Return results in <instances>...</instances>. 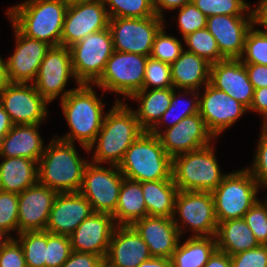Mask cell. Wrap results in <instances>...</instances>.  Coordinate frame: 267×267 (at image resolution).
<instances>
[{"label":"cell","mask_w":267,"mask_h":267,"mask_svg":"<svg viewBox=\"0 0 267 267\" xmlns=\"http://www.w3.org/2000/svg\"><path fill=\"white\" fill-rule=\"evenodd\" d=\"M115 101L106 112L97 137L88 147L89 153L94 150L89 160L93 163L118 166L126 150L145 132L129 103H124L119 97Z\"/></svg>","instance_id":"obj_1"},{"label":"cell","mask_w":267,"mask_h":267,"mask_svg":"<svg viewBox=\"0 0 267 267\" xmlns=\"http://www.w3.org/2000/svg\"><path fill=\"white\" fill-rule=\"evenodd\" d=\"M93 84H80L61 100L62 114L69 127V132L61 140L78 142L84 151L94 142L99 133L104 117L102 96L98 98Z\"/></svg>","instance_id":"obj_2"},{"label":"cell","mask_w":267,"mask_h":267,"mask_svg":"<svg viewBox=\"0 0 267 267\" xmlns=\"http://www.w3.org/2000/svg\"><path fill=\"white\" fill-rule=\"evenodd\" d=\"M89 161L72 142L53 137L38 162V182L57 193L79 192Z\"/></svg>","instance_id":"obj_3"},{"label":"cell","mask_w":267,"mask_h":267,"mask_svg":"<svg viewBox=\"0 0 267 267\" xmlns=\"http://www.w3.org/2000/svg\"><path fill=\"white\" fill-rule=\"evenodd\" d=\"M67 6L64 0H25L9 7L7 16L23 35L59 46Z\"/></svg>","instance_id":"obj_4"},{"label":"cell","mask_w":267,"mask_h":267,"mask_svg":"<svg viewBox=\"0 0 267 267\" xmlns=\"http://www.w3.org/2000/svg\"><path fill=\"white\" fill-rule=\"evenodd\" d=\"M127 179L145 182L172 179V158L166 153L158 136L142 133L126 150L118 165Z\"/></svg>","instance_id":"obj_5"},{"label":"cell","mask_w":267,"mask_h":267,"mask_svg":"<svg viewBox=\"0 0 267 267\" xmlns=\"http://www.w3.org/2000/svg\"><path fill=\"white\" fill-rule=\"evenodd\" d=\"M213 143L172 158V179L179 191L212 192L227 175L215 156Z\"/></svg>","instance_id":"obj_6"},{"label":"cell","mask_w":267,"mask_h":267,"mask_svg":"<svg viewBox=\"0 0 267 267\" xmlns=\"http://www.w3.org/2000/svg\"><path fill=\"white\" fill-rule=\"evenodd\" d=\"M262 189L246 169L227 173L222 182L211 192L217 221L240 219L258 201Z\"/></svg>","instance_id":"obj_7"},{"label":"cell","mask_w":267,"mask_h":267,"mask_svg":"<svg viewBox=\"0 0 267 267\" xmlns=\"http://www.w3.org/2000/svg\"><path fill=\"white\" fill-rule=\"evenodd\" d=\"M172 218L181 236L185 227L192 232V237L215 236L218 221L212 193L179 191Z\"/></svg>","instance_id":"obj_8"},{"label":"cell","mask_w":267,"mask_h":267,"mask_svg":"<svg viewBox=\"0 0 267 267\" xmlns=\"http://www.w3.org/2000/svg\"><path fill=\"white\" fill-rule=\"evenodd\" d=\"M72 68L80 84H94L114 52L110 28L89 34L69 47Z\"/></svg>","instance_id":"obj_9"},{"label":"cell","mask_w":267,"mask_h":267,"mask_svg":"<svg viewBox=\"0 0 267 267\" xmlns=\"http://www.w3.org/2000/svg\"><path fill=\"white\" fill-rule=\"evenodd\" d=\"M147 56L115 51L108 59L101 77L93 84L105 91L115 92L124 100L143 89Z\"/></svg>","instance_id":"obj_10"},{"label":"cell","mask_w":267,"mask_h":267,"mask_svg":"<svg viewBox=\"0 0 267 267\" xmlns=\"http://www.w3.org/2000/svg\"><path fill=\"white\" fill-rule=\"evenodd\" d=\"M166 19L157 15L146 18H109L115 51L149 57L154 39Z\"/></svg>","instance_id":"obj_11"},{"label":"cell","mask_w":267,"mask_h":267,"mask_svg":"<svg viewBox=\"0 0 267 267\" xmlns=\"http://www.w3.org/2000/svg\"><path fill=\"white\" fill-rule=\"evenodd\" d=\"M124 178L118 166L109 165L107 168L89 161L79 192L89 201L94 212L112 215Z\"/></svg>","instance_id":"obj_12"},{"label":"cell","mask_w":267,"mask_h":267,"mask_svg":"<svg viewBox=\"0 0 267 267\" xmlns=\"http://www.w3.org/2000/svg\"><path fill=\"white\" fill-rule=\"evenodd\" d=\"M0 104L13 125H41L48 117V102L33 83L8 82L0 91Z\"/></svg>","instance_id":"obj_13"},{"label":"cell","mask_w":267,"mask_h":267,"mask_svg":"<svg viewBox=\"0 0 267 267\" xmlns=\"http://www.w3.org/2000/svg\"><path fill=\"white\" fill-rule=\"evenodd\" d=\"M70 78L74 79L77 85H80L73 72L69 47L52 46L40 64L33 85L36 87L37 92L48 103H51L58 96L61 100L64 99L75 89H65Z\"/></svg>","instance_id":"obj_14"},{"label":"cell","mask_w":267,"mask_h":267,"mask_svg":"<svg viewBox=\"0 0 267 267\" xmlns=\"http://www.w3.org/2000/svg\"><path fill=\"white\" fill-rule=\"evenodd\" d=\"M203 88L204 91H199V115L203 118L207 130L214 138H218L248 112V109L210 83Z\"/></svg>","instance_id":"obj_15"},{"label":"cell","mask_w":267,"mask_h":267,"mask_svg":"<svg viewBox=\"0 0 267 267\" xmlns=\"http://www.w3.org/2000/svg\"><path fill=\"white\" fill-rule=\"evenodd\" d=\"M109 26V15L103 0H93L67 6L60 45L70 47L87 35Z\"/></svg>","instance_id":"obj_16"},{"label":"cell","mask_w":267,"mask_h":267,"mask_svg":"<svg viewBox=\"0 0 267 267\" xmlns=\"http://www.w3.org/2000/svg\"><path fill=\"white\" fill-rule=\"evenodd\" d=\"M15 36L14 53L7 58L6 72L10 83H33L46 53L48 43L23 35L12 24Z\"/></svg>","instance_id":"obj_17"},{"label":"cell","mask_w":267,"mask_h":267,"mask_svg":"<svg viewBox=\"0 0 267 267\" xmlns=\"http://www.w3.org/2000/svg\"><path fill=\"white\" fill-rule=\"evenodd\" d=\"M158 137L171 158L209 146L215 140L199 114L185 117L165 130L159 129Z\"/></svg>","instance_id":"obj_18"},{"label":"cell","mask_w":267,"mask_h":267,"mask_svg":"<svg viewBox=\"0 0 267 267\" xmlns=\"http://www.w3.org/2000/svg\"><path fill=\"white\" fill-rule=\"evenodd\" d=\"M256 23V16L215 15L207 17L206 28L217 41L220 54L225 59L242 56L245 38Z\"/></svg>","instance_id":"obj_19"},{"label":"cell","mask_w":267,"mask_h":267,"mask_svg":"<svg viewBox=\"0 0 267 267\" xmlns=\"http://www.w3.org/2000/svg\"><path fill=\"white\" fill-rule=\"evenodd\" d=\"M57 194L39 182L18 194V234L46 229Z\"/></svg>","instance_id":"obj_20"},{"label":"cell","mask_w":267,"mask_h":267,"mask_svg":"<svg viewBox=\"0 0 267 267\" xmlns=\"http://www.w3.org/2000/svg\"><path fill=\"white\" fill-rule=\"evenodd\" d=\"M116 226L111 214L94 212L69 236L72 250L106 258Z\"/></svg>","instance_id":"obj_21"},{"label":"cell","mask_w":267,"mask_h":267,"mask_svg":"<svg viewBox=\"0 0 267 267\" xmlns=\"http://www.w3.org/2000/svg\"><path fill=\"white\" fill-rule=\"evenodd\" d=\"M93 213L92 205L80 192L58 193L45 231L70 236Z\"/></svg>","instance_id":"obj_22"},{"label":"cell","mask_w":267,"mask_h":267,"mask_svg":"<svg viewBox=\"0 0 267 267\" xmlns=\"http://www.w3.org/2000/svg\"><path fill=\"white\" fill-rule=\"evenodd\" d=\"M247 109L253 100L254 88L240 59H225L210 67V82Z\"/></svg>","instance_id":"obj_23"},{"label":"cell","mask_w":267,"mask_h":267,"mask_svg":"<svg viewBox=\"0 0 267 267\" xmlns=\"http://www.w3.org/2000/svg\"><path fill=\"white\" fill-rule=\"evenodd\" d=\"M131 226L148 245L152 257L170 259L181 240L173 218L146 216Z\"/></svg>","instance_id":"obj_24"},{"label":"cell","mask_w":267,"mask_h":267,"mask_svg":"<svg viewBox=\"0 0 267 267\" xmlns=\"http://www.w3.org/2000/svg\"><path fill=\"white\" fill-rule=\"evenodd\" d=\"M151 257L148 245L131 225L116 226L106 255L114 267H138Z\"/></svg>","instance_id":"obj_25"},{"label":"cell","mask_w":267,"mask_h":267,"mask_svg":"<svg viewBox=\"0 0 267 267\" xmlns=\"http://www.w3.org/2000/svg\"><path fill=\"white\" fill-rule=\"evenodd\" d=\"M39 126L13 125L0 141V157H25L39 162L45 149Z\"/></svg>","instance_id":"obj_26"},{"label":"cell","mask_w":267,"mask_h":267,"mask_svg":"<svg viewBox=\"0 0 267 267\" xmlns=\"http://www.w3.org/2000/svg\"><path fill=\"white\" fill-rule=\"evenodd\" d=\"M210 67L211 64L205 59L184 49L170 64L173 87L200 91L210 82Z\"/></svg>","instance_id":"obj_27"},{"label":"cell","mask_w":267,"mask_h":267,"mask_svg":"<svg viewBox=\"0 0 267 267\" xmlns=\"http://www.w3.org/2000/svg\"><path fill=\"white\" fill-rule=\"evenodd\" d=\"M0 190L22 193L38 183V162L25 157H0Z\"/></svg>","instance_id":"obj_28"},{"label":"cell","mask_w":267,"mask_h":267,"mask_svg":"<svg viewBox=\"0 0 267 267\" xmlns=\"http://www.w3.org/2000/svg\"><path fill=\"white\" fill-rule=\"evenodd\" d=\"M172 93L173 88L141 89L129 98L139 102L138 108L132 110L145 131H149L167 111Z\"/></svg>","instance_id":"obj_29"},{"label":"cell","mask_w":267,"mask_h":267,"mask_svg":"<svg viewBox=\"0 0 267 267\" xmlns=\"http://www.w3.org/2000/svg\"><path fill=\"white\" fill-rule=\"evenodd\" d=\"M215 239L217 250L229 256L260 245L243 218L219 222Z\"/></svg>","instance_id":"obj_30"},{"label":"cell","mask_w":267,"mask_h":267,"mask_svg":"<svg viewBox=\"0 0 267 267\" xmlns=\"http://www.w3.org/2000/svg\"><path fill=\"white\" fill-rule=\"evenodd\" d=\"M112 216L117 226H130L148 216L141 182L123 179L116 210Z\"/></svg>","instance_id":"obj_31"},{"label":"cell","mask_w":267,"mask_h":267,"mask_svg":"<svg viewBox=\"0 0 267 267\" xmlns=\"http://www.w3.org/2000/svg\"><path fill=\"white\" fill-rule=\"evenodd\" d=\"M142 190L148 216L173 217L179 192L173 180L145 181Z\"/></svg>","instance_id":"obj_32"},{"label":"cell","mask_w":267,"mask_h":267,"mask_svg":"<svg viewBox=\"0 0 267 267\" xmlns=\"http://www.w3.org/2000/svg\"><path fill=\"white\" fill-rule=\"evenodd\" d=\"M216 250L215 236H189L173 252L172 267H204Z\"/></svg>","instance_id":"obj_33"},{"label":"cell","mask_w":267,"mask_h":267,"mask_svg":"<svg viewBox=\"0 0 267 267\" xmlns=\"http://www.w3.org/2000/svg\"><path fill=\"white\" fill-rule=\"evenodd\" d=\"M178 92L179 93L177 94V90L175 88H173L170 106L168 107L167 111L161 116L160 120L149 130V132L158 136L159 135V128H162L161 124L164 126V125H167L170 123L169 125H167L165 127V128H169V127H172V126L176 125L177 123H179L185 117H188V116H191L194 114H199V91H197V90H184V89L182 90L181 89V91L178 90ZM188 94L191 95V97L192 96L193 97H192V99H190V101L189 100H188V102L186 101L187 102L186 103L184 101V99H185L184 97L189 96ZM181 98H183L182 102H184V103L181 102V100H182ZM172 116H173V119L170 121L169 119H171L170 117H172Z\"/></svg>","instance_id":"obj_34"},{"label":"cell","mask_w":267,"mask_h":267,"mask_svg":"<svg viewBox=\"0 0 267 267\" xmlns=\"http://www.w3.org/2000/svg\"><path fill=\"white\" fill-rule=\"evenodd\" d=\"M21 244L26 267H45L47 231H25L16 238Z\"/></svg>","instance_id":"obj_35"},{"label":"cell","mask_w":267,"mask_h":267,"mask_svg":"<svg viewBox=\"0 0 267 267\" xmlns=\"http://www.w3.org/2000/svg\"><path fill=\"white\" fill-rule=\"evenodd\" d=\"M183 42L187 46L184 49L202 57L211 65L225 60L220 54L217 41L207 28L188 34L183 38Z\"/></svg>","instance_id":"obj_36"},{"label":"cell","mask_w":267,"mask_h":267,"mask_svg":"<svg viewBox=\"0 0 267 267\" xmlns=\"http://www.w3.org/2000/svg\"><path fill=\"white\" fill-rule=\"evenodd\" d=\"M109 18L155 16L154 0H103Z\"/></svg>","instance_id":"obj_37"},{"label":"cell","mask_w":267,"mask_h":267,"mask_svg":"<svg viewBox=\"0 0 267 267\" xmlns=\"http://www.w3.org/2000/svg\"><path fill=\"white\" fill-rule=\"evenodd\" d=\"M192 2L206 17L222 14L256 16V12L245 0H192Z\"/></svg>","instance_id":"obj_38"},{"label":"cell","mask_w":267,"mask_h":267,"mask_svg":"<svg viewBox=\"0 0 267 267\" xmlns=\"http://www.w3.org/2000/svg\"><path fill=\"white\" fill-rule=\"evenodd\" d=\"M255 23L248 31L242 56L239 58L243 63L267 65V31Z\"/></svg>","instance_id":"obj_39"},{"label":"cell","mask_w":267,"mask_h":267,"mask_svg":"<svg viewBox=\"0 0 267 267\" xmlns=\"http://www.w3.org/2000/svg\"><path fill=\"white\" fill-rule=\"evenodd\" d=\"M166 24L156 34L150 57L172 64L184 50L180 39L166 33Z\"/></svg>","instance_id":"obj_40"},{"label":"cell","mask_w":267,"mask_h":267,"mask_svg":"<svg viewBox=\"0 0 267 267\" xmlns=\"http://www.w3.org/2000/svg\"><path fill=\"white\" fill-rule=\"evenodd\" d=\"M150 87H154L153 89L174 88L170 64L149 56L145 66L143 89H150Z\"/></svg>","instance_id":"obj_41"},{"label":"cell","mask_w":267,"mask_h":267,"mask_svg":"<svg viewBox=\"0 0 267 267\" xmlns=\"http://www.w3.org/2000/svg\"><path fill=\"white\" fill-rule=\"evenodd\" d=\"M72 252L69 236L47 232L45 267H61Z\"/></svg>","instance_id":"obj_42"},{"label":"cell","mask_w":267,"mask_h":267,"mask_svg":"<svg viewBox=\"0 0 267 267\" xmlns=\"http://www.w3.org/2000/svg\"><path fill=\"white\" fill-rule=\"evenodd\" d=\"M243 219L260 245H267V196L258 201L244 214Z\"/></svg>","instance_id":"obj_43"},{"label":"cell","mask_w":267,"mask_h":267,"mask_svg":"<svg viewBox=\"0 0 267 267\" xmlns=\"http://www.w3.org/2000/svg\"><path fill=\"white\" fill-rule=\"evenodd\" d=\"M0 228L18 234V194L0 190Z\"/></svg>","instance_id":"obj_44"},{"label":"cell","mask_w":267,"mask_h":267,"mask_svg":"<svg viewBox=\"0 0 267 267\" xmlns=\"http://www.w3.org/2000/svg\"><path fill=\"white\" fill-rule=\"evenodd\" d=\"M178 10L177 26L182 33V39L196 30L206 28L207 17L193 4H185Z\"/></svg>","instance_id":"obj_45"},{"label":"cell","mask_w":267,"mask_h":267,"mask_svg":"<svg viewBox=\"0 0 267 267\" xmlns=\"http://www.w3.org/2000/svg\"><path fill=\"white\" fill-rule=\"evenodd\" d=\"M251 166L245 167L261 188L267 189V126H262Z\"/></svg>","instance_id":"obj_46"},{"label":"cell","mask_w":267,"mask_h":267,"mask_svg":"<svg viewBox=\"0 0 267 267\" xmlns=\"http://www.w3.org/2000/svg\"><path fill=\"white\" fill-rule=\"evenodd\" d=\"M232 267H267V245L230 256Z\"/></svg>","instance_id":"obj_47"},{"label":"cell","mask_w":267,"mask_h":267,"mask_svg":"<svg viewBox=\"0 0 267 267\" xmlns=\"http://www.w3.org/2000/svg\"><path fill=\"white\" fill-rule=\"evenodd\" d=\"M0 267H26L23 250L16 237L0 249Z\"/></svg>","instance_id":"obj_48"},{"label":"cell","mask_w":267,"mask_h":267,"mask_svg":"<svg viewBox=\"0 0 267 267\" xmlns=\"http://www.w3.org/2000/svg\"><path fill=\"white\" fill-rule=\"evenodd\" d=\"M102 259L96 254L73 251L61 267H97Z\"/></svg>","instance_id":"obj_49"},{"label":"cell","mask_w":267,"mask_h":267,"mask_svg":"<svg viewBox=\"0 0 267 267\" xmlns=\"http://www.w3.org/2000/svg\"><path fill=\"white\" fill-rule=\"evenodd\" d=\"M249 81L254 89L267 87V65L244 63Z\"/></svg>","instance_id":"obj_50"},{"label":"cell","mask_w":267,"mask_h":267,"mask_svg":"<svg viewBox=\"0 0 267 267\" xmlns=\"http://www.w3.org/2000/svg\"><path fill=\"white\" fill-rule=\"evenodd\" d=\"M259 113L263 118L261 126H267V87L254 89L253 100L248 112Z\"/></svg>","instance_id":"obj_51"},{"label":"cell","mask_w":267,"mask_h":267,"mask_svg":"<svg viewBox=\"0 0 267 267\" xmlns=\"http://www.w3.org/2000/svg\"><path fill=\"white\" fill-rule=\"evenodd\" d=\"M191 2L192 0H154L155 13L158 17L165 19L163 14L166 10L174 11Z\"/></svg>","instance_id":"obj_52"},{"label":"cell","mask_w":267,"mask_h":267,"mask_svg":"<svg viewBox=\"0 0 267 267\" xmlns=\"http://www.w3.org/2000/svg\"><path fill=\"white\" fill-rule=\"evenodd\" d=\"M204 267H232L230 256L227 253L216 250Z\"/></svg>","instance_id":"obj_53"},{"label":"cell","mask_w":267,"mask_h":267,"mask_svg":"<svg viewBox=\"0 0 267 267\" xmlns=\"http://www.w3.org/2000/svg\"><path fill=\"white\" fill-rule=\"evenodd\" d=\"M12 126L9 115L0 104V141L8 134Z\"/></svg>","instance_id":"obj_54"},{"label":"cell","mask_w":267,"mask_h":267,"mask_svg":"<svg viewBox=\"0 0 267 267\" xmlns=\"http://www.w3.org/2000/svg\"><path fill=\"white\" fill-rule=\"evenodd\" d=\"M138 267H172L171 259L163 257H151L143 261Z\"/></svg>","instance_id":"obj_55"},{"label":"cell","mask_w":267,"mask_h":267,"mask_svg":"<svg viewBox=\"0 0 267 267\" xmlns=\"http://www.w3.org/2000/svg\"><path fill=\"white\" fill-rule=\"evenodd\" d=\"M256 23L258 26L267 29V3H265L257 12H256Z\"/></svg>","instance_id":"obj_56"},{"label":"cell","mask_w":267,"mask_h":267,"mask_svg":"<svg viewBox=\"0 0 267 267\" xmlns=\"http://www.w3.org/2000/svg\"><path fill=\"white\" fill-rule=\"evenodd\" d=\"M8 77L6 72V63L5 60L0 55V91L4 88V86L8 83Z\"/></svg>","instance_id":"obj_57"},{"label":"cell","mask_w":267,"mask_h":267,"mask_svg":"<svg viewBox=\"0 0 267 267\" xmlns=\"http://www.w3.org/2000/svg\"><path fill=\"white\" fill-rule=\"evenodd\" d=\"M11 236L12 235L0 228V249L12 239Z\"/></svg>","instance_id":"obj_58"},{"label":"cell","mask_w":267,"mask_h":267,"mask_svg":"<svg viewBox=\"0 0 267 267\" xmlns=\"http://www.w3.org/2000/svg\"><path fill=\"white\" fill-rule=\"evenodd\" d=\"M97 267H114L106 258H103Z\"/></svg>","instance_id":"obj_59"},{"label":"cell","mask_w":267,"mask_h":267,"mask_svg":"<svg viewBox=\"0 0 267 267\" xmlns=\"http://www.w3.org/2000/svg\"><path fill=\"white\" fill-rule=\"evenodd\" d=\"M64 1L69 6V5H72V4L82 3V2H87V1H93V0H64Z\"/></svg>","instance_id":"obj_60"},{"label":"cell","mask_w":267,"mask_h":267,"mask_svg":"<svg viewBox=\"0 0 267 267\" xmlns=\"http://www.w3.org/2000/svg\"><path fill=\"white\" fill-rule=\"evenodd\" d=\"M258 2L259 3H257L258 5L255 8L252 7L255 12H257L265 3H267V0H259Z\"/></svg>","instance_id":"obj_61"}]
</instances>
